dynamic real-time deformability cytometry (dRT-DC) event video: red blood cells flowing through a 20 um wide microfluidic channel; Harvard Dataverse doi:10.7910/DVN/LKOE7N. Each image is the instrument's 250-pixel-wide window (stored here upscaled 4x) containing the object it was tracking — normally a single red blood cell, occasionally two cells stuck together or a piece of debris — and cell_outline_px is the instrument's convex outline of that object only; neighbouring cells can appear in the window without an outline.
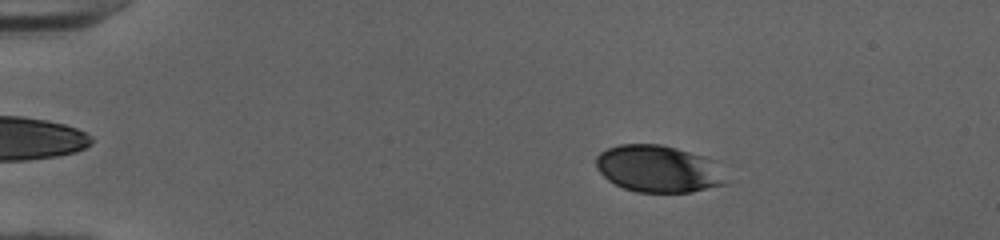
{"species": "human", "species_latin": "Homo sapiens", "temperature_condition": "cold", "stored_images_in_passage": 51, "camera_frame_rate_fps": 3000, "um_per_image_px": 0.085, "donor": {"sex": "female"}, "frame": {"image": 1, "passage_image": 9, "time_ms": 2.667, "image_size_px": [1000, 240], "cell_outline_px": [[728, 184], [692, 192], [636, 192], [624, 188], [608, 180], [596, 168], [596, 156], [600, 152], [608, 148], [620, 144], [660, 144], [676, 148], [704, 156], [716, 160], [728, 180]], "centroid_in_image_um": [56.01, 14.35], "position_along_channel_um": 29.0, "area_um2": 35.95}}
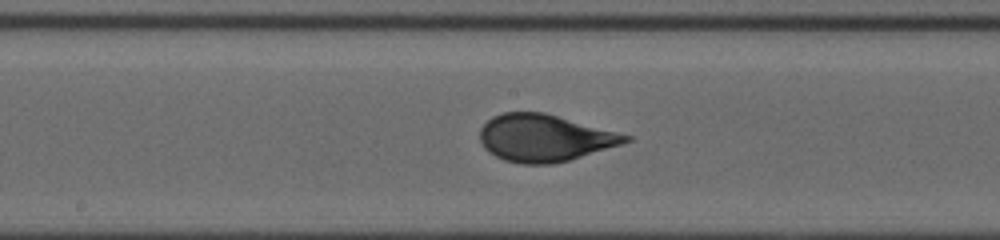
{"frame": {"image": 2, "passage_image": 28, "time_ms": 9.0, "image_size_px": [1000, 240], "cell_outline_px": [[632, 140], [620, 144], [568, 160], [552, 164], [520, 164], [504, 160], [488, 152], [484, 148], [480, 140], [480, 128], [492, 116], [504, 112], [544, 112], [632, 136]], "centroid_in_image_um": [46.24, 11.72], "position_along_channel_um": 202.0, "area_um2": 39.65}}
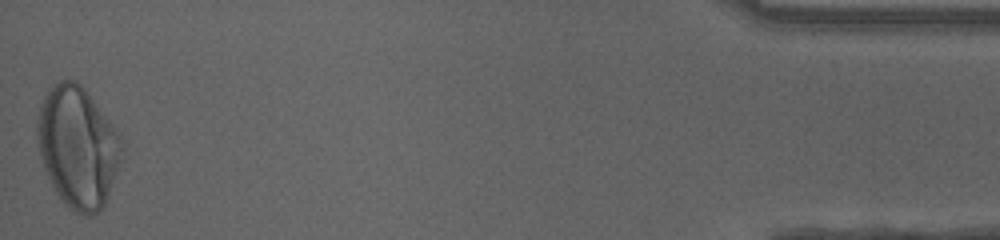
{"frame": {"image": 3, "passage_image": 51, "time_ms": 16.667, "image_size_px": [1000, 240], "cell_outline_px": [[124, 148], [104, 208], [100, 212], [88, 216], [84, 216], [72, 212], [64, 204], [56, 192], [44, 168], [40, 156], [36, 132], [36, 124], [40, 104], [48, 88], [60, 80], [76, 80], [88, 92], [120, 132]], "centroid_in_image_um": [6.62, 12.49], "position_along_channel_um": 428.6, "area_um2": 60.29}, "authors_computed_cell_mechanics": {"area_um2": 39.6508, "velocity_mm_per_s": 4.0187, "shape_relaxation_time_tau1_ms": 2.9551, "shape_relaxation_time_tau2_ms": null, "deformation_change_tau1": 0.1537, "deformation_change_tau2": null}}